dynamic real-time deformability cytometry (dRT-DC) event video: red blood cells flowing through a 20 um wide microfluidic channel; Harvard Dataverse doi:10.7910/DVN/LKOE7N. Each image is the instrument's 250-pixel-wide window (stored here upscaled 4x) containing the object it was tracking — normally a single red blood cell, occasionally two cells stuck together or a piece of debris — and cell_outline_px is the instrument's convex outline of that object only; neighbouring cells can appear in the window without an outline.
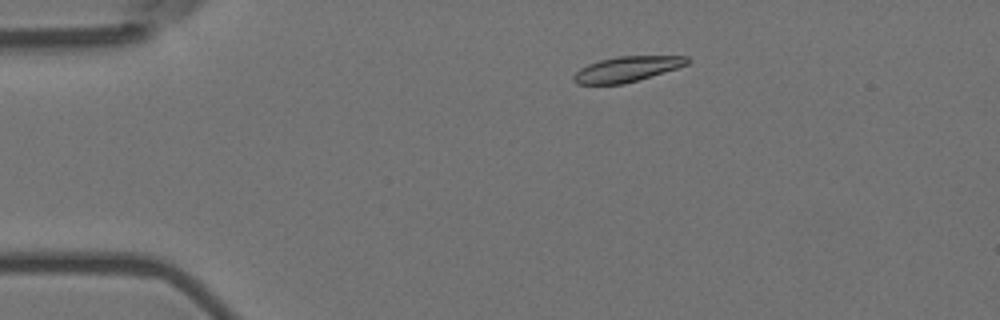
{"species": "Egyptian fruit bat (a non-hibernating species)", "species_latin": "Rousettus aegyptiacus", "temperature_condition": "room temperature", "stored_images_in_passage": 6, "camera_frame_rate_fps": 3000, "um_per_image_px": 0.085, "animal": {"sex": "female"}, "frame": {"image": 1, "passage_image": 1, "time_ms": 0.0, "image_size_px": [1000, 320], "cell_outline_px": [[692, 60], [688, 64], [676, 68], [624, 84], [576, 84], [572, 80], [572, 76], [580, 68], [588, 64], [600, 60], [616, 56], [688, 56]], "centroid_in_image_um": [53.27, 5.87], "position_along_channel_um": 31.7, "area_um2": 16.7}}
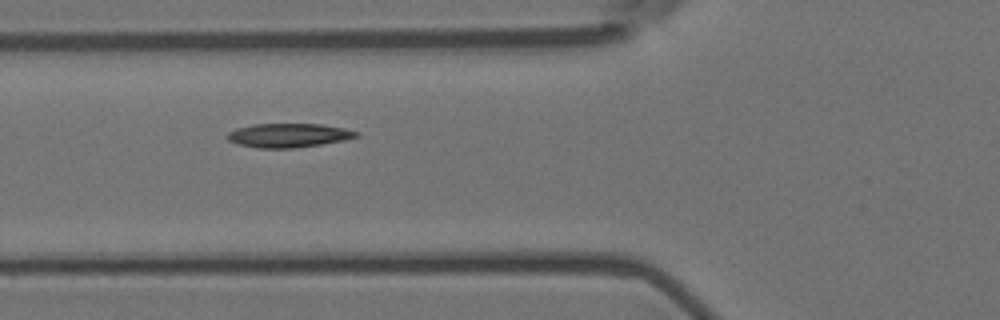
{"frame": {"image": 2, "passage_image": 4, "time_ms": 1.0, "image_size_px": [1000, 320], "cell_outline_px": [[360, 136], [344, 140], [320, 144], [292, 148], [256, 148], [236, 144], [228, 140], [228, 132], [236, 128], [252, 124], [320, 124], [344, 128], [360, 132]], "centroid_in_image_um": [24.52, 11.5], "position_along_channel_um": 101.3, "area_um2": 18.03}}
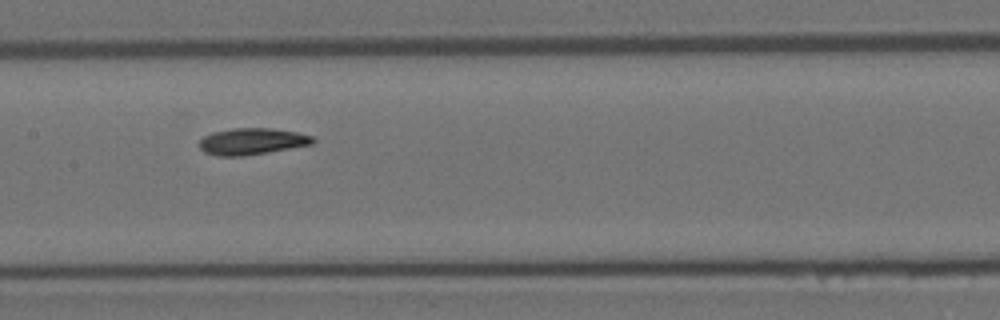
{"frame": {"image": 3, "passage_image": 6, "time_ms": 1.667, "image_size_px": [1000, 320], "cell_outline_px": [[316, 140], [312, 144], [240, 156], [216, 156], [204, 152], [200, 148], [200, 140], [204, 136], [212, 132], [232, 128], [272, 128], [296, 132], [312, 136]], "centroid_in_image_um": [21.38, 12.0], "position_along_channel_um": 186.0, "area_um2": 17.34}}